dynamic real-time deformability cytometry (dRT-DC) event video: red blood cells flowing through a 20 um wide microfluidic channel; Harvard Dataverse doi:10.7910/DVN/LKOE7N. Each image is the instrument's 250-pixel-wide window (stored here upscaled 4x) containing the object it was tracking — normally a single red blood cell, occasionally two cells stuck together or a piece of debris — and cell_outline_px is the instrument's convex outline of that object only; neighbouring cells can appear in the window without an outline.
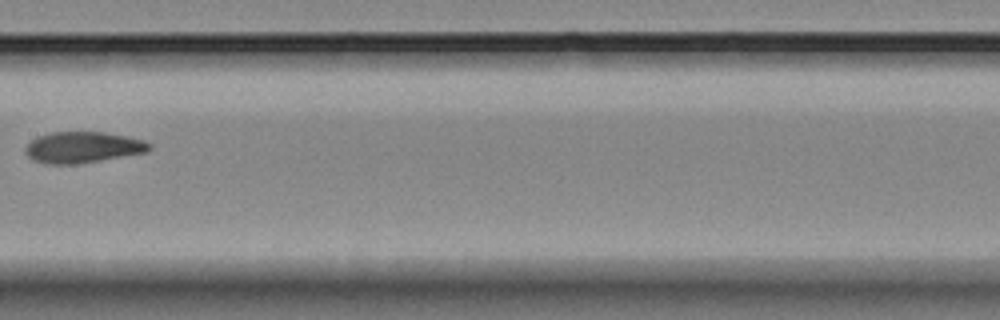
{"species": "Egyptian fruit bat (a non-hibernating species)", "species_latin": "Rousettus aegyptiacus", "temperature_condition": "room temperature", "stored_images_in_passage": 8, "segment_of_instrument_passage": [1, 2], "camera_frame_rate_fps": 3000, "um_per_image_px": 0.085, "animal": {"sex": "female"}, "frame": {"image": 1, "passage_image": 6, "time_ms": 5.667, "image_size_px": [1000, 320], "cell_outline_px": [[152, 148], [148, 152], [76, 164], [44, 164], [32, 160], [24, 152], [24, 148], [36, 136], [52, 132], [104, 132], [128, 136], [144, 140], [152, 144]], "centroid_in_image_um": [7.04, 12.52], "position_along_channel_um": 200.4, "area_um2": 22.72}}
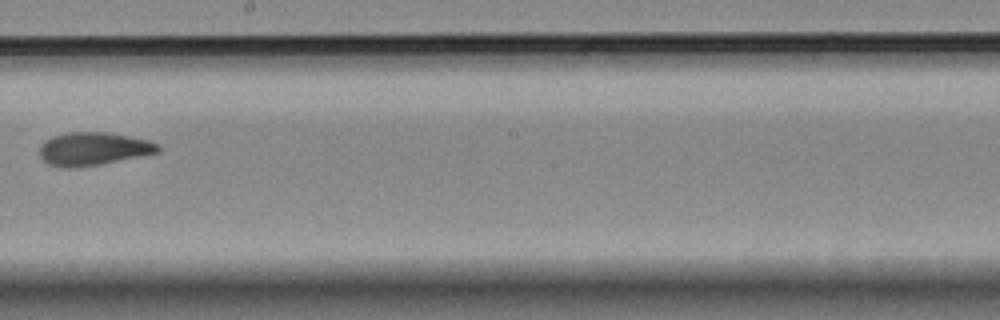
{"frame": {"image": 2, "passage_image": 7, "time_ms": 6.667, "image_size_px": [1000, 320], "cell_outline_px": [[160, 152], [100, 164], [72, 168], [64, 168], [48, 164], [40, 156], [40, 144], [44, 140], [52, 136], [68, 132], [108, 132], [148, 140], [160, 144]], "centroid_in_image_um": [7.91, 12.64], "position_along_channel_um": 240.3, "area_um2": 22.89}}